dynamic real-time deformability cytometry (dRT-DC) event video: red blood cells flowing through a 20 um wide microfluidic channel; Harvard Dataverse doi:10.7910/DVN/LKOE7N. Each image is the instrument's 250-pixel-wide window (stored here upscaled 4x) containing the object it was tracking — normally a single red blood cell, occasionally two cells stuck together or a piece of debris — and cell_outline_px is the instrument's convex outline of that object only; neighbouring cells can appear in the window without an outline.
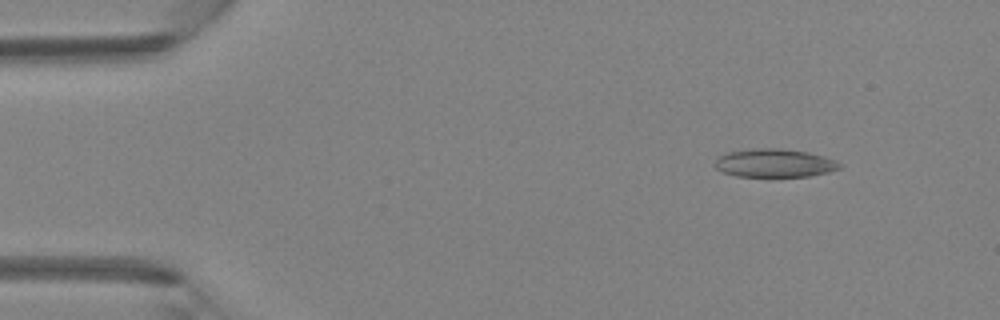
{"species": "Egyptian fruit bat (a non-hibernating species)", "species_latin": "Rousettus aegyptiacus", "temperature_condition": "room temperature", "stored_images_in_passage": 5, "camera_frame_rate_fps": 3000, "um_per_image_px": 0.085, "animal": {"sex": "female"}, "frame": {"image": 1, "passage_image": 2, "time_ms": 0.333, "image_size_px": [1000, 320], "cell_outline_px": [[840, 168], [828, 172], [808, 176], [736, 176], [724, 172], [716, 168], [712, 164], [720, 156], [728, 152], [752, 148], [780, 148], [808, 152], [824, 156], [836, 160], [840, 164]], "centroid_in_image_um": [65.82, 13.85], "position_along_channel_um": 19.2, "area_um2": 20.52}}
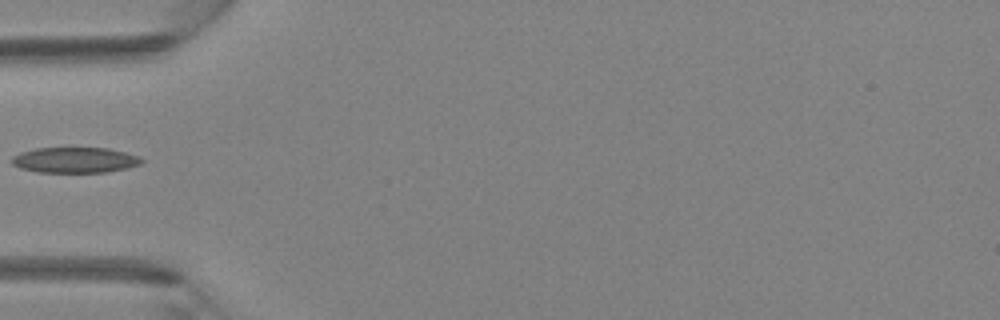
{"frame": {"image": 2, "passage_image": 5, "time_ms": 1.333, "image_size_px": [1000, 320], "cell_outline_px": [[144, 160], [140, 164], [128, 168], [104, 172], [36, 172], [20, 168], [12, 164], [12, 156], [20, 152], [36, 148], [108, 148], [140, 156]], "centroid_in_image_um": [6.36, 13.6], "position_along_channel_um": 78.6, "area_um2": 19.36}}